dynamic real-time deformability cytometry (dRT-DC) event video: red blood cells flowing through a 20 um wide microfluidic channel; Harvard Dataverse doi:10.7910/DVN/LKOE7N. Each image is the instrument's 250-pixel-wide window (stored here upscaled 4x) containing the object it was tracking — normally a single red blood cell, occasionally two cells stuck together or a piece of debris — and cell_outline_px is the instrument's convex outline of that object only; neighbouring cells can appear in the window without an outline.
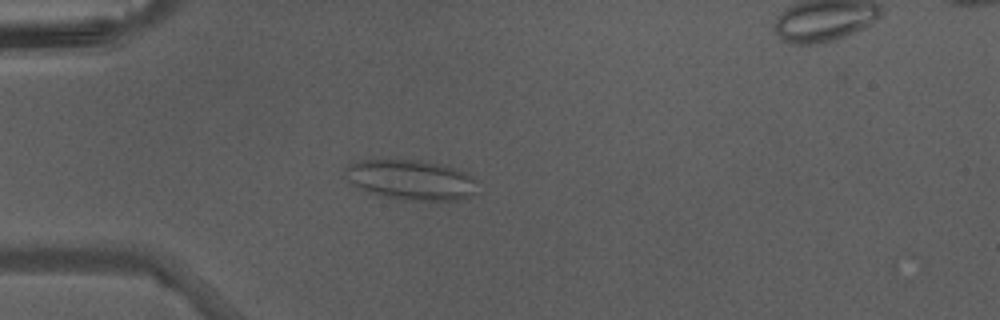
{"species": "Egyptian fruit bat (a non-hibernating species)", "species_latin": "Rousettus aegyptiacus", "temperature_condition": "warm", "stored_images_in_passage": 36, "camera_frame_rate_fps": 3000, "um_per_image_px": 0.085, "animal": {"sex": "male"}, "frame": {"image": 1, "passage_image": 3, "time_ms": 0.667, "image_size_px": [1000, 320], "cell_outline_px": [[476, 192], [464, 200], [404, 200], [384, 196], [368, 192], [352, 184], [348, 180], [344, 172], [344, 168], [348, 164], [360, 160], [420, 160], [440, 164], [456, 168], [468, 172], [476, 180]], "centroid_in_image_um": [34.96, 15.28], "position_along_channel_um": 50.0, "area_um2": 31.1}}
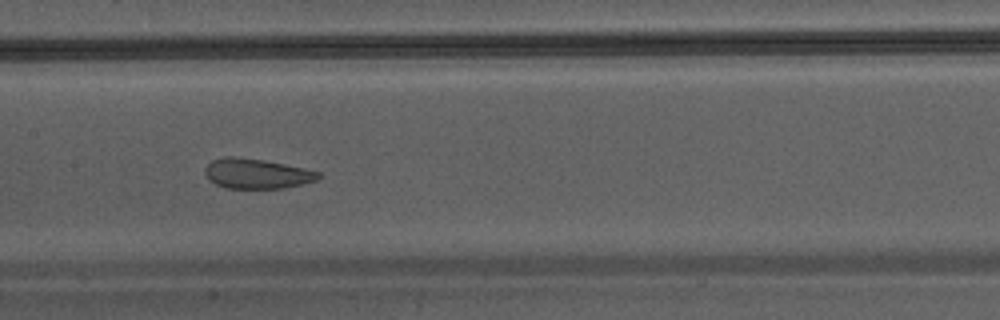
{"frame": {"image": 2, "passage_image": 13, "time_ms": 4.0, "image_size_px": [1000, 320], "cell_outline_px": [[320, 176], [316, 180], [284, 188], [224, 188], [208, 180], [204, 172], [204, 168], [212, 160], [228, 156], [232, 156], [264, 160], [304, 168], [320, 172]], "centroid_in_image_um": [21.77, 14.76], "position_along_channel_um": 185.6, "area_um2": 19.71}}
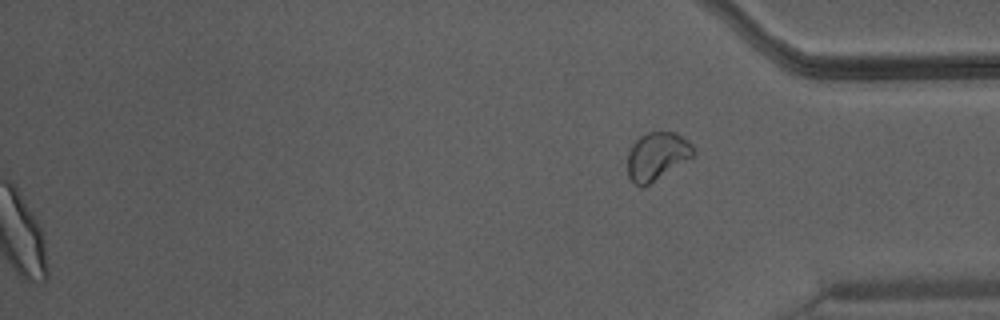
{"frame": {"image": 3, "passage_image": 36, "time_ms": 11.667, "image_size_px": [1000, 320], "cell_outline_px": [[696, 152], [692, 156], [644, 188], [640, 188], [628, 176], [628, 152], [632, 144], [640, 136], [648, 132], [672, 132], [680, 136], [692, 144]], "centroid_in_image_um": [55.81, 13.28], "position_along_channel_um": 379.4, "area_um2": 18.15}}